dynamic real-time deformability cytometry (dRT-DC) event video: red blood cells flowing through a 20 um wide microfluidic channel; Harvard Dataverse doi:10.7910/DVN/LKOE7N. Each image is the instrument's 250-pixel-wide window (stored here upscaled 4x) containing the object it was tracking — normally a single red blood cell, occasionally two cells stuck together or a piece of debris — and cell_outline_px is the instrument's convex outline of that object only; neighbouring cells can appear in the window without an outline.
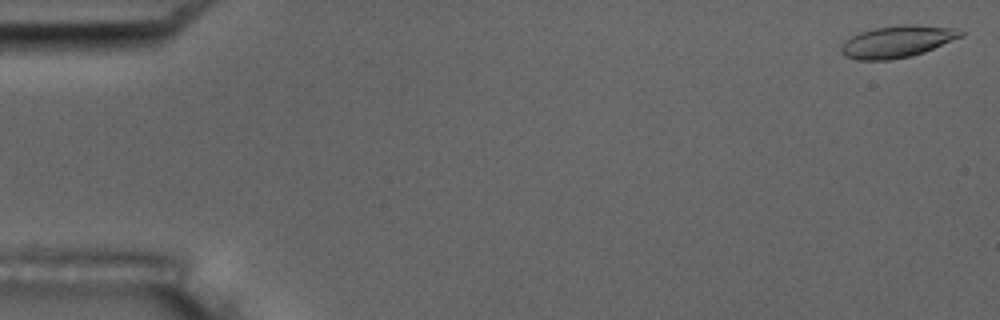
{"species": "common noctule bat (a hibernating species)", "species_latin": "Nyctalus noctula", "temperature_condition": "room temperature", "stored_images_in_passage": 54, "camera_frame_rate_fps": 3000, "um_per_image_px": 0.085, "animal": {"sex": "male", "body_mass_g": 17.5, "forearm_length_mm": 52.3}, "frame": {"image": 1, "passage_image": 1, "time_ms": 0.0, "image_size_px": [1000, 320], "cell_outline_px": [[964, 36], [924, 52], [912, 56], [888, 60], [856, 60], [844, 56], [840, 52], [840, 44], [844, 40], [860, 32], [876, 28], [900, 24], [916, 24], [952, 28], [964, 32]], "centroid_in_image_um": [76.23, 3.54], "position_along_channel_um": 8.8, "area_um2": 22.43}}
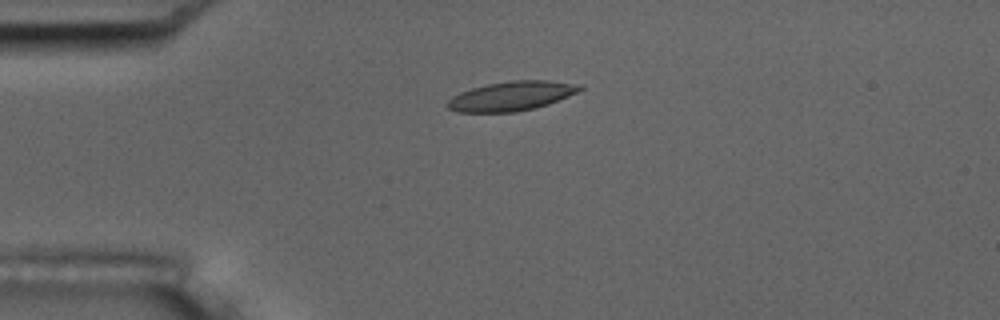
{"frame": {"image": 2, "passage_image": 13, "time_ms": 4.0, "image_size_px": [1000, 320], "cell_outline_px": [[584, 88], [568, 96], [548, 104], [536, 108], [516, 112], [456, 112], [448, 108], [448, 100], [452, 96], [460, 92], [472, 88], [488, 84], [512, 80], [548, 80], [580, 84]], "centroid_in_image_um": [43.48, 8.16], "position_along_channel_um": 41.5, "area_um2": 22.6}}
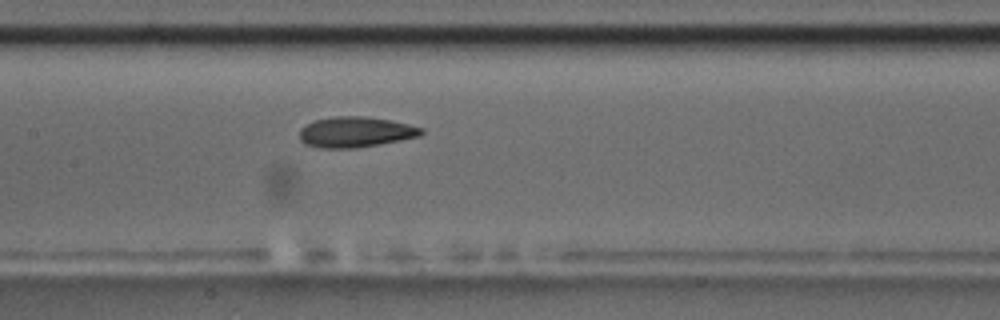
{"frame": {"image": 3, "passage_image": 26, "time_ms": 8.333, "image_size_px": [1000, 320], "cell_outline_px": [[424, 132], [420, 136], [380, 144], [356, 148], [320, 148], [304, 144], [300, 140], [300, 128], [304, 124], [316, 120], [332, 116], [368, 116], [392, 120], [424, 128]], "centroid_in_image_um": [30.21, 11.21], "position_along_channel_um": 177.2, "area_um2": 21.96}, "authors_computed_cell_mechanics": {"area_um2": 21.9351, "velocity_mm_per_s": 3.72, "shape_relaxation_time_tau1_ms": 4.1671, "shape_relaxation_time_tau2_ms": 1.5532, "deformation_change_tau1": 0.1515, "deformation_change_tau2": 0.0713}}